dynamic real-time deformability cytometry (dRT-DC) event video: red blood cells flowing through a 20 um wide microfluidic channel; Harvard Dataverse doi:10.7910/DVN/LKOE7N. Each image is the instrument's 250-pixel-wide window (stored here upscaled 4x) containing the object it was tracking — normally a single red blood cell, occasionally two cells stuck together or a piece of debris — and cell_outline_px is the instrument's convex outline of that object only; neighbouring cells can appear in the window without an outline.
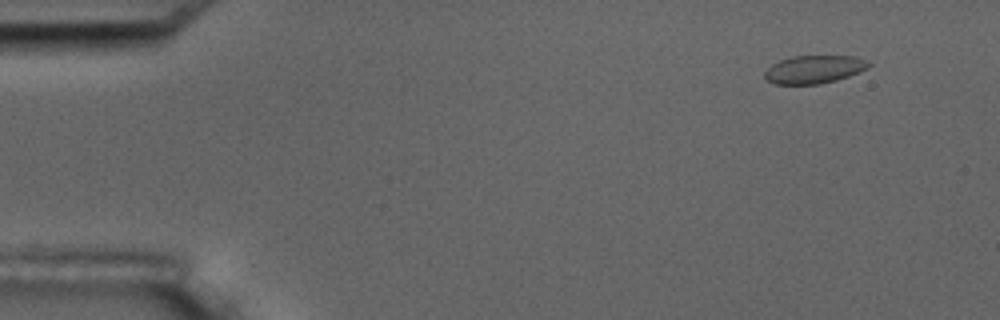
{"species": "common noctule bat (a hibernating species)", "species_latin": "Nyctalus noctula", "temperature_condition": "room temperature", "stored_images_in_passage": 4, "camera_frame_rate_fps": 3000, "um_per_image_px": 0.085, "animal": {"sex": "male", "body_mass_g": 17.5, "forearm_length_mm": 52.3}, "frame": {"image": 1, "passage_image": 1, "time_ms": 0.0, "image_size_px": [1000, 320], "cell_outline_px": [[872, 64], [868, 68], [848, 76], [836, 80], [820, 84], [776, 84], [768, 80], [764, 76], [764, 72], [772, 64], [780, 60], [792, 56], [856, 56], [868, 60]], "centroid_in_image_um": [69.22, 5.89], "position_along_channel_um": 15.8, "area_um2": 16.99}}